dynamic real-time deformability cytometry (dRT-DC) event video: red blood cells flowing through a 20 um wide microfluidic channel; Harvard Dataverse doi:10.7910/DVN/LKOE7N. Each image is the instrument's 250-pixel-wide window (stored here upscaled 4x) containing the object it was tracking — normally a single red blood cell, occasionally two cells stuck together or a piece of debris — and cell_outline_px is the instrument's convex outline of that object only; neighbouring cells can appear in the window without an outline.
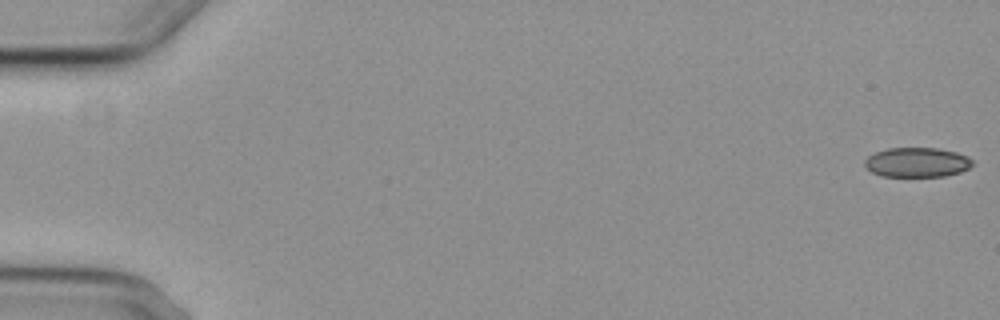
{"species": "common noctule bat (a hibernating species)", "species_latin": "Nyctalus noctula", "temperature_condition": "cold", "stored_images_in_passage": 4, "camera_frame_rate_fps": 3000, "um_per_image_px": 0.085, "animal": {"sex": "female", "body_mass_g": 29.2, "forearm_length_mm": 56.3}, "frame": {"image": 1, "passage_image": 1, "time_ms": 0.0, "image_size_px": [1000, 320], "cell_outline_px": [[972, 164], [968, 168], [960, 172], [944, 176], [880, 176], [872, 172], [864, 164], [864, 160], [868, 156], [876, 152], [888, 148], [936, 148], [956, 152], [968, 156], [972, 160]], "centroid_in_image_um": [77.93, 13.79], "position_along_channel_um": 7.1, "area_um2": 18.5}}